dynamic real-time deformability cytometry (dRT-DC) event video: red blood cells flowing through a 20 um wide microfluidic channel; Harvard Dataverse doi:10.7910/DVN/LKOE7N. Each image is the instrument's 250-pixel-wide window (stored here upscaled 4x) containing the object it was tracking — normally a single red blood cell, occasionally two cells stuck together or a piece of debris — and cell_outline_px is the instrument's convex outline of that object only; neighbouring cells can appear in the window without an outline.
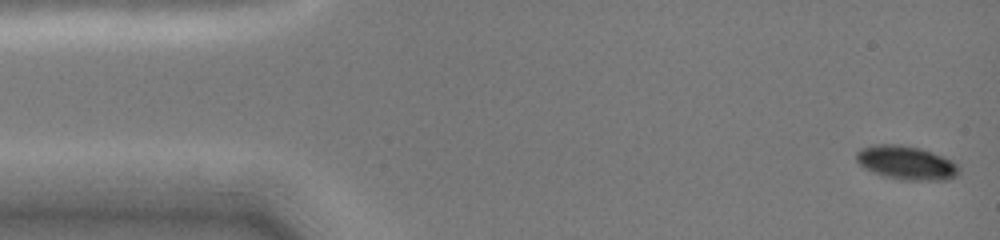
{"species": "common noctule bat (a hibernating species)", "species_latin": "Nyctalus noctula", "temperature_condition": "cold", "stored_images_in_passage": 7, "camera_frame_rate_fps": 3000, "um_per_image_px": 0.085, "animal": {"sex": "female", "body_mass_g": 19.0, "forearm_length_mm": 51.5}, "frame": {"image": 1, "passage_image": 1, "time_ms": 0.0, "image_size_px": [1000, 240], "cell_outline_px": [[960, 172], [956, 176], [948, 180], [908, 180], [884, 176], [872, 172], [864, 168], [856, 160], [856, 152], [860, 148], [876, 144], [900, 144], [920, 148], [932, 152], [952, 160], [960, 168]], "centroid_in_image_um": [77.04, 13.83], "position_along_channel_um": 8.0, "area_um2": 20.29}}
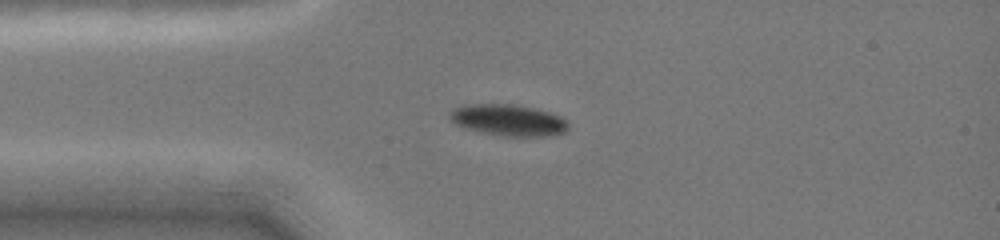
{"frame": {"image": 2, "passage_image": 5, "time_ms": 3.333, "image_size_px": [1000, 240], "cell_outline_px": [[568, 128], [564, 132], [552, 136], [504, 136], [480, 132], [464, 128], [448, 120], [448, 112], [464, 104], [512, 104], [536, 108], [560, 116], [568, 120]], "centroid_in_image_um": [43.19, 10.21], "position_along_channel_um": 41.8, "area_um2": 21.96}}
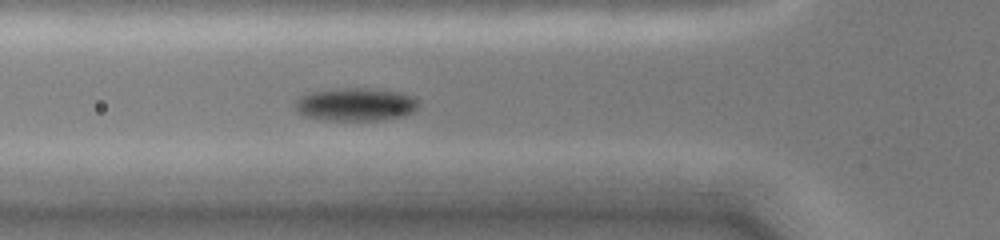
{"frame": {"image": 3, "passage_image": 7, "time_ms": 5.0, "image_size_px": [1000, 240], "cell_outline_px": [[420, 104], [412, 112], [404, 116], [380, 120], [324, 120], [304, 116], [296, 108], [296, 100], [300, 96], [308, 92], [344, 88], [364, 88], [404, 92], [416, 96], [420, 100]], "centroid_in_image_um": [30.3, 8.87], "position_along_channel_um": 95.5, "area_um2": 23.99}}